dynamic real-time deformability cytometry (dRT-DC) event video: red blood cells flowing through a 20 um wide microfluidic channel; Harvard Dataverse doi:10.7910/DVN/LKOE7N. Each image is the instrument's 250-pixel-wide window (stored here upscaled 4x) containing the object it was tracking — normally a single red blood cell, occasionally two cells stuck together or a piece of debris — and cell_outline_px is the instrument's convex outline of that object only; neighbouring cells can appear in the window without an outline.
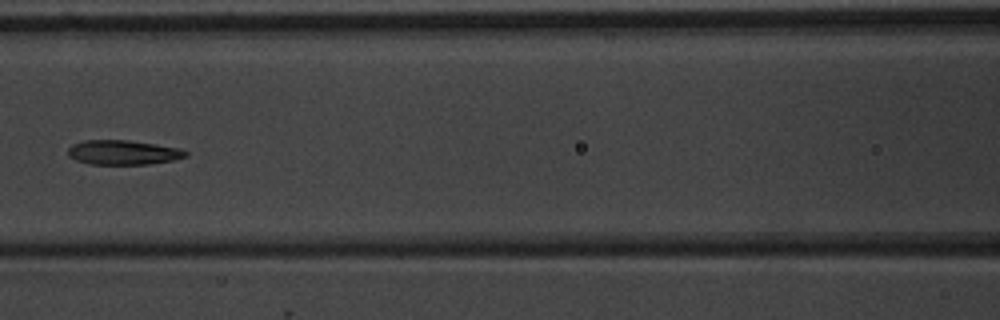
{"species": "common noctule bat (a hibernating species)", "species_latin": "Nyctalus noctula", "temperature_condition": "warm", "stored_images_in_passage": 7, "camera_frame_rate_fps": 3000, "um_per_image_px": 0.085, "animal": {"sex": "male", "body_mass_g": 20.1, "forearm_length_mm": 53.5}, "frame": {"image": 1, "passage_image": 7, "time_ms": 7.0, "image_size_px": [1000, 320], "cell_outline_px": [[188, 156], [172, 160], [148, 164], [88, 164], [76, 160], [68, 156], [68, 148], [72, 144], [84, 140], [128, 140], [156, 144], [180, 148], [188, 152]], "centroid_in_image_um": [10.45, 12.95], "position_along_channel_um": 156.1, "area_um2": 16.88}}